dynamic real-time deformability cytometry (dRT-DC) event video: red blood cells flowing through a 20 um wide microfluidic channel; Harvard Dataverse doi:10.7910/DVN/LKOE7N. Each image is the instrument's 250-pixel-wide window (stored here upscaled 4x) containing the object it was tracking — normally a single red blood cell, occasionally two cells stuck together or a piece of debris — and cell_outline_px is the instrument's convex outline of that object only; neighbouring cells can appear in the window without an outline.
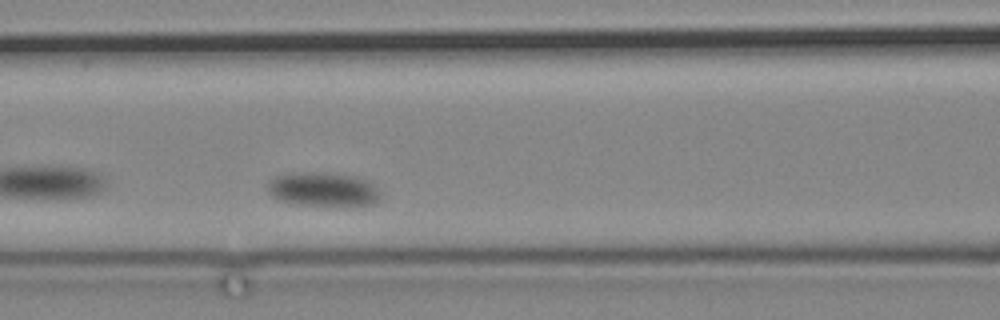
{"species": "common noctule bat (a hibernating species)", "species_latin": "Nyctalus noctula", "temperature_condition": "cold", "stored_images_in_passage": 10, "camera_frame_rate_fps": 3000, "um_per_image_px": 0.085, "animal": {"sex": "male", "body_mass_g": 19.2, "forearm_length_mm": 51.8}, "frame": {"image": 1, "passage_image": 10, "time_ms": 11.333, "image_size_px": [1000, 320], "cell_outline_px": [[380, 192], [376, 200], [372, 204], [296, 204], [280, 200], [272, 196], [268, 192], [268, 184], [276, 176], [292, 172], [320, 172], [356, 176], [368, 180]], "centroid_in_image_um": [27.41, 16.05], "position_along_channel_um": 139.2, "area_um2": 21.79}}